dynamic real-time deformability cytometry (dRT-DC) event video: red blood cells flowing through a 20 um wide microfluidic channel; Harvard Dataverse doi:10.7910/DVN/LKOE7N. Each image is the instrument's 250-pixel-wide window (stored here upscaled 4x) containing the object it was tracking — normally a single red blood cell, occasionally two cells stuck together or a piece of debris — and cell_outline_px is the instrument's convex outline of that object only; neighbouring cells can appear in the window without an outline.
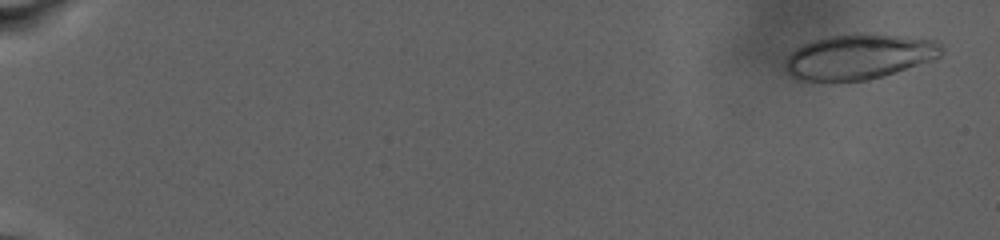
{"species": "human", "species_latin": "Homo sapiens", "temperature_condition": "warm", "stored_images_in_passage": 80, "camera_frame_rate_fps": 3000, "um_per_image_px": 0.085, "donor": {"sex": "male"}, "frame": {"image": 1, "passage_image": 3, "time_ms": 1.0, "image_size_px": [1000, 240], "cell_outline_px": [[944, 52], [936, 60], [896, 72], [868, 80], [832, 84], [800, 80], [792, 76], [788, 72], [788, 56], [796, 48], [804, 44], [828, 36], [904, 36], [932, 40], [940, 44], [944, 48]], "centroid_in_image_um": [73.05, 4.9], "position_along_channel_um": 12.0, "area_um2": 40.81}}
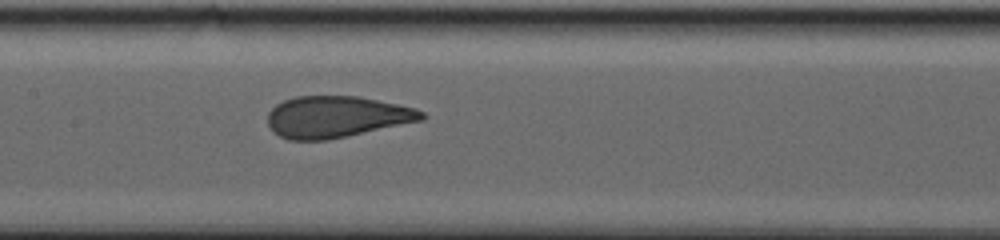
{"frame": {"image": 2, "passage_image": 44, "time_ms": 15.667, "image_size_px": [1000, 240], "cell_outline_px": [[428, 116], [424, 120], [348, 136], [328, 140], [288, 140], [280, 136], [268, 124], [268, 112], [276, 104], [284, 100], [296, 96], [356, 96], [416, 108], [424, 112]], "centroid_in_image_um": [28.63, 9.93], "position_along_channel_um": 178.8, "area_um2": 37.22}}
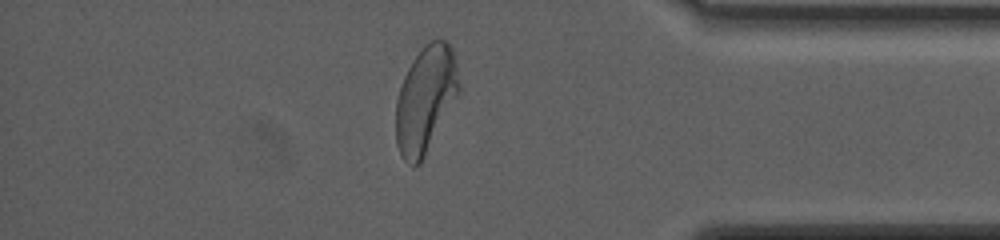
{"frame": {"image": 3, "passage_image": 70, "time_ms": 25.0, "image_size_px": [1000, 240], "cell_outline_px": [[460, 92], [420, 164], [408, 164], [400, 156], [396, 144], [396, 100], [404, 76], [412, 60], [424, 44], [432, 40], [444, 40], [452, 48], [456, 56], [460, 84]], "centroid_in_image_um": [36.18, 8.43], "position_along_channel_um": 399.0, "area_um2": 39.3}, "authors_computed_cell_mechanics": {"area_um2": 39.3329, "velocity_mm_per_s": 2.5461, "shape_relaxation_time_tau1_ms": 9.6285, "shape_relaxation_time_tau2_ms": null, "deformation_change_tau1": 0.2195, "deformation_change_tau2": null}}